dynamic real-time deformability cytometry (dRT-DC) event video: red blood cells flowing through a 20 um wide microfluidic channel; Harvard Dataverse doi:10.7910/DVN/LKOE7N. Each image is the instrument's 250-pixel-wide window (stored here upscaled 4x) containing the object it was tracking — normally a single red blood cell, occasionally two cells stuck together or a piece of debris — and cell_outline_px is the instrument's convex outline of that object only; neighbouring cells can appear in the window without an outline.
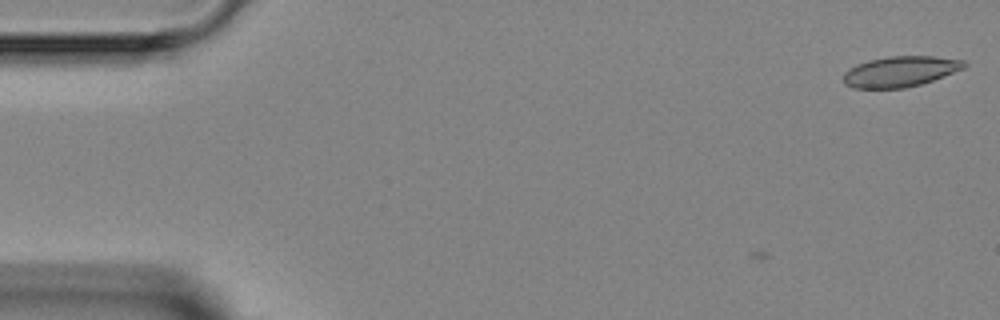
{"species": "Egyptian fruit bat (a non-hibernating species)", "species_latin": "Rousettus aegyptiacus", "temperature_condition": "room temperature", "stored_images_in_passage": 2, "camera_frame_rate_fps": 3000, "um_per_image_px": 0.085, "animal": {"sex": "female"}, "frame": {"image": 1, "passage_image": 2, "time_ms": 1.0, "image_size_px": [1000, 320], "cell_outline_px": [[968, 64], [964, 68], [944, 76], [920, 84], [904, 88], [852, 88], [844, 84], [844, 72], [848, 68], [856, 64], [868, 60], [888, 56], [932, 56], [964, 60]], "centroid_in_image_um": [76.5, 6.07], "position_along_channel_um": 8.5, "area_um2": 21.56}}